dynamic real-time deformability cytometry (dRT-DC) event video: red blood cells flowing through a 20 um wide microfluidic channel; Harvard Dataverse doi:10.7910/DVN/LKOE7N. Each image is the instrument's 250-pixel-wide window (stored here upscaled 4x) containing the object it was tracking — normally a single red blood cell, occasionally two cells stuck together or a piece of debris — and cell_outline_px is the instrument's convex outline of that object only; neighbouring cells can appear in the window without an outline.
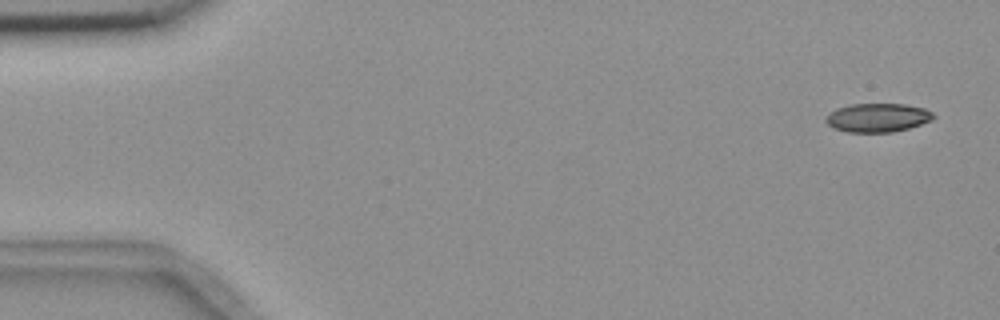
{"species": "common noctule bat (a hibernating species)", "species_latin": "Nyctalus noctula", "temperature_condition": "room temperature", "stored_images_in_passage": 5, "camera_frame_rate_fps": 3000, "um_per_image_px": 0.085, "animal": {"sex": "female", "body_mass_g": 18.4}, "frame": {"image": 1, "passage_image": 1, "time_ms": 0.0, "image_size_px": [1000, 320], "cell_outline_px": [[936, 116], [932, 120], [908, 128], [892, 132], [848, 132], [832, 128], [824, 120], [824, 116], [836, 108], [852, 104], [904, 104], [924, 108], [932, 112]], "centroid_in_image_um": [74.56, 10.0], "position_along_channel_um": 10.4, "area_um2": 18.09}}
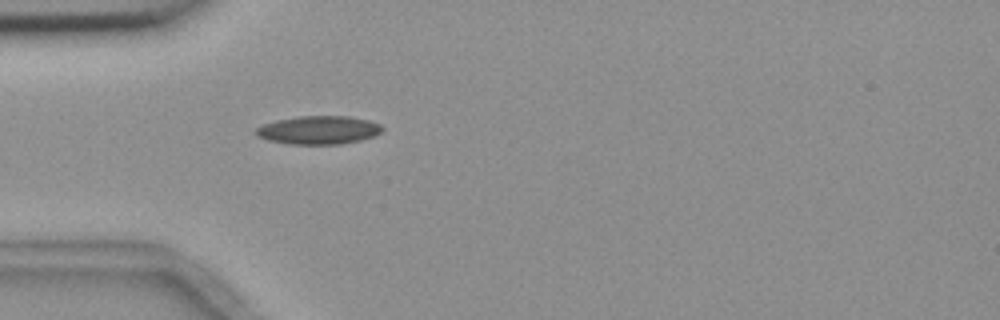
{"frame": {"image": 2, "passage_image": 5, "time_ms": 4.667, "image_size_px": [1000, 320], "cell_outline_px": [[384, 128], [376, 136], [360, 140], [340, 144], [288, 144], [268, 140], [256, 136], [252, 132], [256, 128], [264, 124], [276, 120], [300, 116], [348, 116], [368, 120], [380, 124]], "centroid_in_image_um": [27.06, 11.06], "position_along_channel_um": 57.9, "area_um2": 20.98}}